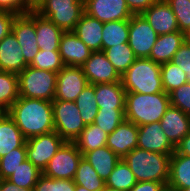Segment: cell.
Segmentation results:
<instances>
[{
  "label": "cell",
  "mask_w": 190,
  "mask_h": 191,
  "mask_svg": "<svg viewBox=\"0 0 190 191\" xmlns=\"http://www.w3.org/2000/svg\"><path fill=\"white\" fill-rule=\"evenodd\" d=\"M6 112L26 139L54 131L51 101L19 97Z\"/></svg>",
  "instance_id": "obj_1"
},
{
  "label": "cell",
  "mask_w": 190,
  "mask_h": 191,
  "mask_svg": "<svg viewBox=\"0 0 190 191\" xmlns=\"http://www.w3.org/2000/svg\"><path fill=\"white\" fill-rule=\"evenodd\" d=\"M170 106L169 94L166 92L150 95L126 93L125 120L137 126L160 122Z\"/></svg>",
  "instance_id": "obj_2"
},
{
  "label": "cell",
  "mask_w": 190,
  "mask_h": 191,
  "mask_svg": "<svg viewBox=\"0 0 190 191\" xmlns=\"http://www.w3.org/2000/svg\"><path fill=\"white\" fill-rule=\"evenodd\" d=\"M171 155L135 148L123 159L137 182L154 181L167 186Z\"/></svg>",
  "instance_id": "obj_3"
},
{
  "label": "cell",
  "mask_w": 190,
  "mask_h": 191,
  "mask_svg": "<svg viewBox=\"0 0 190 191\" xmlns=\"http://www.w3.org/2000/svg\"><path fill=\"white\" fill-rule=\"evenodd\" d=\"M126 93L155 94L164 92L161 80V64L150 58H136L121 76Z\"/></svg>",
  "instance_id": "obj_4"
},
{
  "label": "cell",
  "mask_w": 190,
  "mask_h": 191,
  "mask_svg": "<svg viewBox=\"0 0 190 191\" xmlns=\"http://www.w3.org/2000/svg\"><path fill=\"white\" fill-rule=\"evenodd\" d=\"M19 97L53 101L57 73L27 66L18 74Z\"/></svg>",
  "instance_id": "obj_5"
},
{
  "label": "cell",
  "mask_w": 190,
  "mask_h": 191,
  "mask_svg": "<svg viewBox=\"0 0 190 191\" xmlns=\"http://www.w3.org/2000/svg\"><path fill=\"white\" fill-rule=\"evenodd\" d=\"M36 12L62 31H73L84 13V0H45Z\"/></svg>",
  "instance_id": "obj_6"
},
{
  "label": "cell",
  "mask_w": 190,
  "mask_h": 191,
  "mask_svg": "<svg viewBox=\"0 0 190 191\" xmlns=\"http://www.w3.org/2000/svg\"><path fill=\"white\" fill-rule=\"evenodd\" d=\"M54 130L65 142H74L86 127L73 101L53 100Z\"/></svg>",
  "instance_id": "obj_7"
},
{
  "label": "cell",
  "mask_w": 190,
  "mask_h": 191,
  "mask_svg": "<svg viewBox=\"0 0 190 191\" xmlns=\"http://www.w3.org/2000/svg\"><path fill=\"white\" fill-rule=\"evenodd\" d=\"M83 157L73 142H65L51 158L42 174L52 179L73 180Z\"/></svg>",
  "instance_id": "obj_8"
},
{
  "label": "cell",
  "mask_w": 190,
  "mask_h": 191,
  "mask_svg": "<svg viewBox=\"0 0 190 191\" xmlns=\"http://www.w3.org/2000/svg\"><path fill=\"white\" fill-rule=\"evenodd\" d=\"M65 141L54 130L26 139V157L39 170L47 167L51 158L62 147Z\"/></svg>",
  "instance_id": "obj_9"
},
{
  "label": "cell",
  "mask_w": 190,
  "mask_h": 191,
  "mask_svg": "<svg viewBox=\"0 0 190 191\" xmlns=\"http://www.w3.org/2000/svg\"><path fill=\"white\" fill-rule=\"evenodd\" d=\"M158 36L141 14L130 18L128 44L136 58H149Z\"/></svg>",
  "instance_id": "obj_10"
},
{
  "label": "cell",
  "mask_w": 190,
  "mask_h": 191,
  "mask_svg": "<svg viewBox=\"0 0 190 191\" xmlns=\"http://www.w3.org/2000/svg\"><path fill=\"white\" fill-rule=\"evenodd\" d=\"M12 32L22 47L25 61L30 64L40 51L35 29V12L16 15L12 24Z\"/></svg>",
  "instance_id": "obj_11"
},
{
  "label": "cell",
  "mask_w": 190,
  "mask_h": 191,
  "mask_svg": "<svg viewBox=\"0 0 190 191\" xmlns=\"http://www.w3.org/2000/svg\"><path fill=\"white\" fill-rule=\"evenodd\" d=\"M89 85L82 67L64 66L57 73L54 100L75 101L78 95Z\"/></svg>",
  "instance_id": "obj_12"
},
{
  "label": "cell",
  "mask_w": 190,
  "mask_h": 191,
  "mask_svg": "<svg viewBox=\"0 0 190 191\" xmlns=\"http://www.w3.org/2000/svg\"><path fill=\"white\" fill-rule=\"evenodd\" d=\"M84 12L102 23L129 20L133 16L126 0H84Z\"/></svg>",
  "instance_id": "obj_13"
},
{
  "label": "cell",
  "mask_w": 190,
  "mask_h": 191,
  "mask_svg": "<svg viewBox=\"0 0 190 191\" xmlns=\"http://www.w3.org/2000/svg\"><path fill=\"white\" fill-rule=\"evenodd\" d=\"M81 67L91 85L121 82V75L109 62L103 51L92 52L89 59Z\"/></svg>",
  "instance_id": "obj_14"
},
{
  "label": "cell",
  "mask_w": 190,
  "mask_h": 191,
  "mask_svg": "<svg viewBox=\"0 0 190 191\" xmlns=\"http://www.w3.org/2000/svg\"><path fill=\"white\" fill-rule=\"evenodd\" d=\"M137 148L161 154L175 152V146L164 134L160 122L138 126Z\"/></svg>",
  "instance_id": "obj_15"
},
{
  "label": "cell",
  "mask_w": 190,
  "mask_h": 191,
  "mask_svg": "<svg viewBox=\"0 0 190 191\" xmlns=\"http://www.w3.org/2000/svg\"><path fill=\"white\" fill-rule=\"evenodd\" d=\"M141 15L158 35L179 31L176 17L165 0H157Z\"/></svg>",
  "instance_id": "obj_16"
},
{
  "label": "cell",
  "mask_w": 190,
  "mask_h": 191,
  "mask_svg": "<svg viewBox=\"0 0 190 191\" xmlns=\"http://www.w3.org/2000/svg\"><path fill=\"white\" fill-rule=\"evenodd\" d=\"M58 51L64 66L76 67H81L92 53L73 31L63 33Z\"/></svg>",
  "instance_id": "obj_17"
},
{
  "label": "cell",
  "mask_w": 190,
  "mask_h": 191,
  "mask_svg": "<svg viewBox=\"0 0 190 191\" xmlns=\"http://www.w3.org/2000/svg\"><path fill=\"white\" fill-rule=\"evenodd\" d=\"M138 126L124 120L113 133L108 134L106 146L123 159L137 148Z\"/></svg>",
  "instance_id": "obj_18"
},
{
  "label": "cell",
  "mask_w": 190,
  "mask_h": 191,
  "mask_svg": "<svg viewBox=\"0 0 190 191\" xmlns=\"http://www.w3.org/2000/svg\"><path fill=\"white\" fill-rule=\"evenodd\" d=\"M28 65L24 59L22 47L11 31L0 41V71L19 74Z\"/></svg>",
  "instance_id": "obj_19"
},
{
  "label": "cell",
  "mask_w": 190,
  "mask_h": 191,
  "mask_svg": "<svg viewBox=\"0 0 190 191\" xmlns=\"http://www.w3.org/2000/svg\"><path fill=\"white\" fill-rule=\"evenodd\" d=\"M160 124L164 134L175 147L190 133V116L173 106L167 109Z\"/></svg>",
  "instance_id": "obj_20"
},
{
  "label": "cell",
  "mask_w": 190,
  "mask_h": 191,
  "mask_svg": "<svg viewBox=\"0 0 190 191\" xmlns=\"http://www.w3.org/2000/svg\"><path fill=\"white\" fill-rule=\"evenodd\" d=\"M103 26L104 23L84 12L73 32L92 52L102 51Z\"/></svg>",
  "instance_id": "obj_21"
},
{
  "label": "cell",
  "mask_w": 190,
  "mask_h": 191,
  "mask_svg": "<svg viewBox=\"0 0 190 191\" xmlns=\"http://www.w3.org/2000/svg\"><path fill=\"white\" fill-rule=\"evenodd\" d=\"M99 109H125L126 91L122 82L95 84Z\"/></svg>",
  "instance_id": "obj_22"
},
{
  "label": "cell",
  "mask_w": 190,
  "mask_h": 191,
  "mask_svg": "<svg viewBox=\"0 0 190 191\" xmlns=\"http://www.w3.org/2000/svg\"><path fill=\"white\" fill-rule=\"evenodd\" d=\"M183 43L185 38L182 31L159 35L149 58L158 64L170 62Z\"/></svg>",
  "instance_id": "obj_23"
},
{
  "label": "cell",
  "mask_w": 190,
  "mask_h": 191,
  "mask_svg": "<svg viewBox=\"0 0 190 191\" xmlns=\"http://www.w3.org/2000/svg\"><path fill=\"white\" fill-rule=\"evenodd\" d=\"M26 143V138L7 112H0V158Z\"/></svg>",
  "instance_id": "obj_24"
},
{
  "label": "cell",
  "mask_w": 190,
  "mask_h": 191,
  "mask_svg": "<svg viewBox=\"0 0 190 191\" xmlns=\"http://www.w3.org/2000/svg\"><path fill=\"white\" fill-rule=\"evenodd\" d=\"M35 29L40 50H59L60 40L64 31L49 19L40 16L37 12H35Z\"/></svg>",
  "instance_id": "obj_25"
},
{
  "label": "cell",
  "mask_w": 190,
  "mask_h": 191,
  "mask_svg": "<svg viewBox=\"0 0 190 191\" xmlns=\"http://www.w3.org/2000/svg\"><path fill=\"white\" fill-rule=\"evenodd\" d=\"M166 187L173 191L190 187V156L178 154L176 151L171 155Z\"/></svg>",
  "instance_id": "obj_26"
},
{
  "label": "cell",
  "mask_w": 190,
  "mask_h": 191,
  "mask_svg": "<svg viewBox=\"0 0 190 191\" xmlns=\"http://www.w3.org/2000/svg\"><path fill=\"white\" fill-rule=\"evenodd\" d=\"M83 157L88 160L90 165L93 166L94 170L98 173L99 177L104 181H106L121 159L107 146L86 152Z\"/></svg>",
  "instance_id": "obj_27"
},
{
  "label": "cell",
  "mask_w": 190,
  "mask_h": 191,
  "mask_svg": "<svg viewBox=\"0 0 190 191\" xmlns=\"http://www.w3.org/2000/svg\"><path fill=\"white\" fill-rule=\"evenodd\" d=\"M107 136L106 132L93 123L86 125L73 143L84 155L86 152L106 146Z\"/></svg>",
  "instance_id": "obj_28"
},
{
  "label": "cell",
  "mask_w": 190,
  "mask_h": 191,
  "mask_svg": "<svg viewBox=\"0 0 190 191\" xmlns=\"http://www.w3.org/2000/svg\"><path fill=\"white\" fill-rule=\"evenodd\" d=\"M129 23L130 19L104 23L102 30V51L106 48L128 43Z\"/></svg>",
  "instance_id": "obj_29"
},
{
  "label": "cell",
  "mask_w": 190,
  "mask_h": 191,
  "mask_svg": "<svg viewBox=\"0 0 190 191\" xmlns=\"http://www.w3.org/2000/svg\"><path fill=\"white\" fill-rule=\"evenodd\" d=\"M18 98V74L0 71V112H6Z\"/></svg>",
  "instance_id": "obj_30"
},
{
  "label": "cell",
  "mask_w": 190,
  "mask_h": 191,
  "mask_svg": "<svg viewBox=\"0 0 190 191\" xmlns=\"http://www.w3.org/2000/svg\"><path fill=\"white\" fill-rule=\"evenodd\" d=\"M73 181L75 185L83 186L89 191H102L105 187V181L99 177L93 166L84 157L81 158Z\"/></svg>",
  "instance_id": "obj_31"
},
{
  "label": "cell",
  "mask_w": 190,
  "mask_h": 191,
  "mask_svg": "<svg viewBox=\"0 0 190 191\" xmlns=\"http://www.w3.org/2000/svg\"><path fill=\"white\" fill-rule=\"evenodd\" d=\"M103 52L121 76L136 60V56L128 43L106 48Z\"/></svg>",
  "instance_id": "obj_32"
},
{
  "label": "cell",
  "mask_w": 190,
  "mask_h": 191,
  "mask_svg": "<svg viewBox=\"0 0 190 191\" xmlns=\"http://www.w3.org/2000/svg\"><path fill=\"white\" fill-rule=\"evenodd\" d=\"M85 125L93 124L98 113L95 85L89 84L74 101Z\"/></svg>",
  "instance_id": "obj_33"
},
{
  "label": "cell",
  "mask_w": 190,
  "mask_h": 191,
  "mask_svg": "<svg viewBox=\"0 0 190 191\" xmlns=\"http://www.w3.org/2000/svg\"><path fill=\"white\" fill-rule=\"evenodd\" d=\"M41 175L42 171L25 159L7 180L19 188H34Z\"/></svg>",
  "instance_id": "obj_34"
},
{
  "label": "cell",
  "mask_w": 190,
  "mask_h": 191,
  "mask_svg": "<svg viewBox=\"0 0 190 191\" xmlns=\"http://www.w3.org/2000/svg\"><path fill=\"white\" fill-rule=\"evenodd\" d=\"M137 183L133 172L124 159H120L105 181V186L129 191Z\"/></svg>",
  "instance_id": "obj_35"
},
{
  "label": "cell",
  "mask_w": 190,
  "mask_h": 191,
  "mask_svg": "<svg viewBox=\"0 0 190 191\" xmlns=\"http://www.w3.org/2000/svg\"><path fill=\"white\" fill-rule=\"evenodd\" d=\"M161 80L163 90L167 94L188 82L185 72L171 61L161 64Z\"/></svg>",
  "instance_id": "obj_36"
},
{
  "label": "cell",
  "mask_w": 190,
  "mask_h": 191,
  "mask_svg": "<svg viewBox=\"0 0 190 191\" xmlns=\"http://www.w3.org/2000/svg\"><path fill=\"white\" fill-rule=\"evenodd\" d=\"M124 120L125 109H99L94 124L107 134H110L113 133Z\"/></svg>",
  "instance_id": "obj_37"
},
{
  "label": "cell",
  "mask_w": 190,
  "mask_h": 191,
  "mask_svg": "<svg viewBox=\"0 0 190 191\" xmlns=\"http://www.w3.org/2000/svg\"><path fill=\"white\" fill-rule=\"evenodd\" d=\"M29 66L58 73L62 70L64 64L61 60L59 51L40 50Z\"/></svg>",
  "instance_id": "obj_38"
},
{
  "label": "cell",
  "mask_w": 190,
  "mask_h": 191,
  "mask_svg": "<svg viewBox=\"0 0 190 191\" xmlns=\"http://www.w3.org/2000/svg\"><path fill=\"white\" fill-rule=\"evenodd\" d=\"M27 159L26 143L0 158V178L8 179L19 165Z\"/></svg>",
  "instance_id": "obj_39"
},
{
  "label": "cell",
  "mask_w": 190,
  "mask_h": 191,
  "mask_svg": "<svg viewBox=\"0 0 190 191\" xmlns=\"http://www.w3.org/2000/svg\"><path fill=\"white\" fill-rule=\"evenodd\" d=\"M34 191H75V182L69 179H52L42 174Z\"/></svg>",
  "instance_id": "obj_40"
},
{
  "label": "cell",
  "mask_w": 190,
  "mask_h": 191,
  "mask_svg": "<svg viewBox=\"0 0 190 191\" xmlns=\"http://www.w3.org/2000/svg\"><path fill=\"white\" fill-rule=\"evenodd\" d=\"M171 7L178 24L179 31L190 28V0H165Z\"/></svg>",
  "instance_id": "obj_41"
},
{
  "label": "cell",
  "mask_w": 190,
  "mask_h": 191,
  "mask_svg": "<svg viewBox=\"0 0 190 191\" xmlns=\"http://www.w3.org/2000/svg\"><path fill=\"white\" fill-rule=\"evenodd\" d=\"M170 104L190 116V83H185L169 93Z\"/></svg>",
  "instance_id": "obj_42"
},
{
  "label": "cell",
  "mask_w": 190,
  "mask_h": 191,
  "mask_svg": "<svg viewBox=\"0 0 190 191\" xmlns=\"http://www.w3.org/2000/svg\"><path fill=\"white\" fill-rule=\"evenodd\" d=\"M171 62L177 64L180 69L185 72L190 83V44L183 43L175 55L172 57Z\"/></svg>",
  "instance_id": "obj_43"
},
{
  "label": "cell",
  "mask_w": 190,
  "mask_h": 191,
  "mask_svg": "<svg viewBox=\"0 0 190 191\" xmlns=\"http://www.w3.org/2000/svg\"><path fill=\"white\" fill-rule=\"evenodd\" d=\"M16 14L0 10V41L12 31Z\"/></svg>",
  "instance_id": "obj_44"
},
{
  "label": "cell",
  "mask_w": 190,
  "mask_h": 191,
  "mask_svg": "<svg viewBox=\"0 0 190 191\" xmlns=\"http://www.w3.org/2000/svg\"><path fill=\"white\" fill-rule=\"evenodd\" d=\"M157 0H126L127 6L133 15H140Z\"/></svg>",
  "instance_id": "obj_45"
},
{
  "label": "cell",
  "mask_w": 190,
  "mask_h": 191,
  "mask_svg": "<svg viewBox=\"0 0 190 191\" xmlns=\"http://www.w3.org/2000/svg\"><path fill=\"white\" fill-rule=\"evenodd\" d=\"M0 10L16 15L23 14V0H0Z\"/></svg>",
  "instance_id": "obj_46"
},
{
  "label": "cell",
  "mask_w": 190,
  "mask_h": 191,
  "mask_svg": "<svg viewBox=\"0 0 190 191\" xmlns=\"http://www.w3.org/2000/svg\"><path fill=\"white\" fill-rule=\"evenodd\" d=\"M166 186L161 182H137L129 191H162Z\"/></svg>",
  "instance_id": "obj_47"
},
{
  "label": "cell",
  "mask_w": 190,
  "mask_h": 191,
  "mask_svg": "<svg viewBox=\"0 0 190 191\" xmlns=\"http://www.w3.org/2000/svg\"><path fill=\"white\" fill-rule=\"evenodd\" d=\"M178 154L190 156V133H188L175 147Z\"/></svg>",
  "instance_id": "obj_48"
},
{
  "label": "cell",
  "mask_w": 190,
  "mask_h": 191,
  "mask_svg": "<svg viewBox=\"0 0 190 191\" xmlns=\"http://www.w3.org/2000/svg\"><path fill=\"white\" fill-rule=\"evenodd\" d=\"M45 0H23V14L36 12Z\"/></svg>",
  "instance_id": "obj_49"
},
{
  "label": "cell",
  "mask_w": 190,
  "mask_h": 191,
  "mask_svg": "<svg viewBox=\"0 0 190 191\" xmlns=\"http://www.w3.org/2000/svg\"><path fill=\"white\" fill-rule=\"evenodd\" d=\"M0 191H34V188H19L7 179H2L0 184Z\"/></svg>",
  "instance_id": "obj_50"
},
{
  "label": "cell",
  "mask_w": 190,
  "mask_h": 191,
  "mask_svg": "<svg viewBox=\"0 0 190 191\" xmlns=\"http://www.w3.org/2000/svg\"><path fill=\"white\" fill-rule=\"evenodd\" d=\"M184 38H185V42L190 44V28L184 31Z\"/></svg>",
  "instance_id": "obj_51"
},
{
  "label": "cell",
  "mask_w": 190,
  "mask_h": 191,
  "mask_svg": "<svg viewBox=\"0 0 190 191\" xmlns=\"http://www.w3.org/2000/svg\"><path fill=\"white\" fill-rule=\"evenodd\" d=\"M75 191H89V190L83 186L75 185Z\"/></svg>",
  "instance_id": "obj_52"
},
{
  "label": "cell",
  "mask_w": 190,
  "mask_h": 191,
  "mask_svg": "<svg viewBox=\"0 0 190 191\" xmlns=\"http://www.w3.org/2000/svg\"><path fill=\"white\" fill-rule=\"evenodd\" d=\"M102 191H124V190L115 189V188H111V187L105 186Z\"/></svg>",
  "instance_id": "obj_53"
},
{
  "label": "cell",
  "mask_w": 190,
  "mask_h": 191,
  "mask_svg": "<svg viewBox=\"0 0 190 191\" xmlns=\"http://www.w3.org/2000/svg\"><path fill=\"white\" fill-rule=\"evenodd\" d=\"M177 191H190V187L189 188H184V189H179Z\"/></svg>",
  "instance_id": "obj_54"
},
{
  "label": "cell",
  "mask_w": 190,
  "mask_h": 191,
  "mask_svg": "<svg viewBox=\"0 0 190 191\" xmlns=\"http://www.w3.org/2000/svg\"><path fill=\"white\" fill-rule=\"evenodd\" d=\"M162 191H173L172 189H170V188H168V187H166L164 190H162Z\"/></svg>",
  "instance_id": "obj_55"
}]
</instances>
